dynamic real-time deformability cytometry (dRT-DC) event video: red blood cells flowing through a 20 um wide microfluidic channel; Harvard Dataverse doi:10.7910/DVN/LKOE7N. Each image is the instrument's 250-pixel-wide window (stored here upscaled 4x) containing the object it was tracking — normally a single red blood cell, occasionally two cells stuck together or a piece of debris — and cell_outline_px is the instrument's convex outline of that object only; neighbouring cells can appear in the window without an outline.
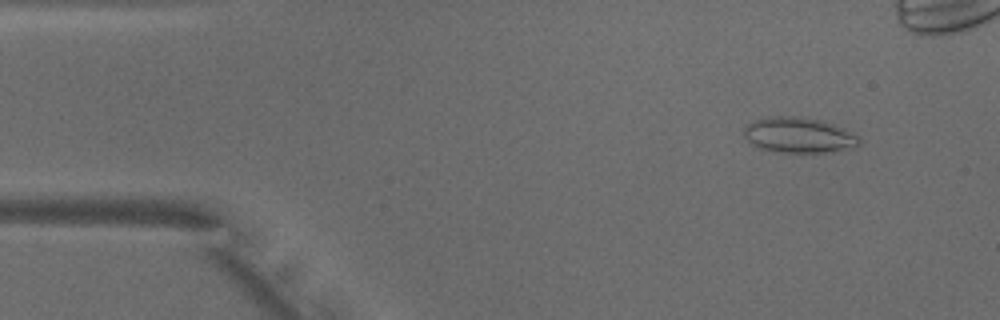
{"species": "common noctule bat (a hibernating species)", "species_latin": "Nyctalus noctula", "temperature_condition": "warm", "stored_images_in_passage": 48, "camera_frame_rate_fps": 3000, "um_per_image_px": 0.085, "animal": {"sex": "male", "body_mass_g": 18.8}, "frame": {"image": 1, "passage_image": 4, "time_ms": 1.0, "image_size_px": [1000, 320], "cell_outline_px": [[860, 144], [856, 148], [824, 152], [780, 152], [760, 148], [752, 144], [744, 136], [744, 128], [748, 124], [756, 120], [768, 116], [804, 116], [820, 120], [844, 128], [860, 136]], "centroid_in_image_um": [67.94, 11.48], "position_along_channel_um": 17.1, "area_um2": 23.93}}
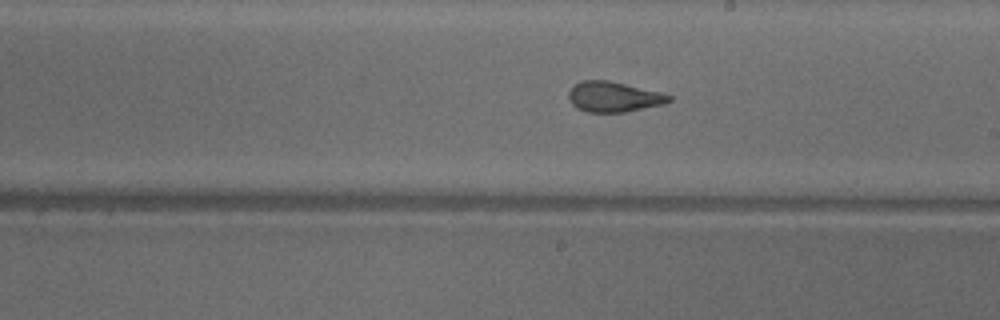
{"frame": {"image": 2, "passage_image": 26, "time_ms": 8.333, "image_size_px": [1000, 320], "cell_outline_px": [[672, 100], [664, 104], [624, 112], [588, 112], [576, 108], [572, 104], [568, 96], [568, 92], [572, 84], [580, 80], [608, 80], [660, 92], [672, 96]], "centroid_in_image_um": [52.12, 8.22], "position_along_channel_um": 236.9, "area_um2": 17.8}}
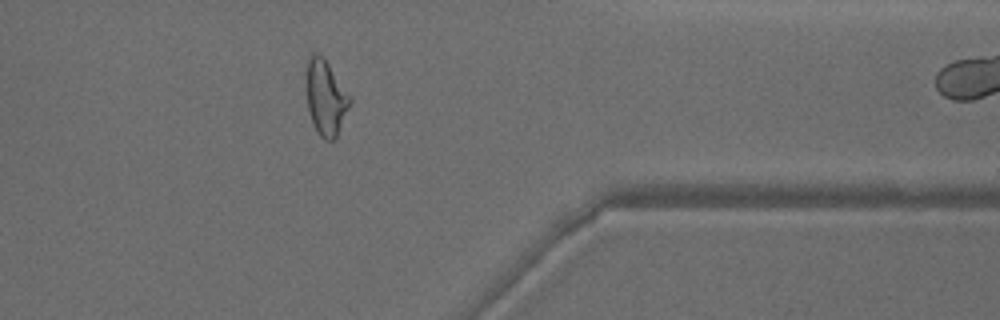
{"frame": {"image": 3, "passage_image": 38, "time_ms": 12.333, "image_size_px": [1000, 320], "cell_outline_px": [[352, 100], [336, 136], [332, 140], [324, 140], [320, 136], [312, 124], [308, 108], [308, 56], [312, 52], [316, 52], [324, 56], [352, 96]], "centroid_in_image_um": [27.72, 8.26], "position_along_channel_um": 383.7, "area_um2": 19.02}, "authors_computed_cell_mechanics": {"area_um2": 19.6231, "velocity_mm_per_s": 4.0943, "shape_relaxation_time_tau1_ms": null, "shape_relaxation_time_tau2_ms": 1.366, "deformation_change_tau1": null, "deformation_change_tau2": 0.0895}}